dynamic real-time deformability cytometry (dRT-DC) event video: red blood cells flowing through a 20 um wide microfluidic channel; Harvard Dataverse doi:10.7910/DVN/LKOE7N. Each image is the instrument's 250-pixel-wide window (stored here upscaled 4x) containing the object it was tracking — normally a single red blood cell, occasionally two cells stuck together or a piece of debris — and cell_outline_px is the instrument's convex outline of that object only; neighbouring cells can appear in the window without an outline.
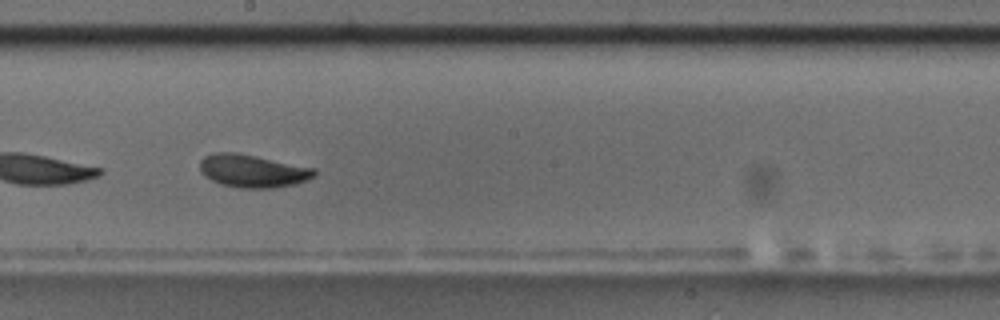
{"species": "common noctule bat (a hibernating species)", "species_latin": "Nyctalus noctula", "temperature_condition": "room temperature", "stored_images_in_passage": 13, "camera_frame_rate_fps": 3000, "um_per_image_px": 0.085, "animal": {"sex": "male", "body_mass_g": 17.5, "forearm_length_mm": 52.3}, "frame": {"image": 1, "passage_image": 6, "time_ms": 5.667, "image_size_px": [1000, 320], "cell_outline_px": [[316, 176], [296, 184], [272, 188], [240, 188], [220, 184], [212, 180], [200, 172], [200, 160], [204, 156], [216, 152], [236, 152], [316, 168]], "centroid_in_image_um": [21.48, 14.53], "position_along_channel_um": 226.7, "area_um2": 22.02}, "authors_computed_cell_mechanics": {"area_um2": 21.3282, "velocity_mm_per_s": 3.4631, "shape_relaxation_time_tau1_ms": 2.5521, "shape_relaxation_time_tau2_ms": 5.8708, "deformation_change_tau1": 0.0964, "deformation_change_tau2": 0.1182}}